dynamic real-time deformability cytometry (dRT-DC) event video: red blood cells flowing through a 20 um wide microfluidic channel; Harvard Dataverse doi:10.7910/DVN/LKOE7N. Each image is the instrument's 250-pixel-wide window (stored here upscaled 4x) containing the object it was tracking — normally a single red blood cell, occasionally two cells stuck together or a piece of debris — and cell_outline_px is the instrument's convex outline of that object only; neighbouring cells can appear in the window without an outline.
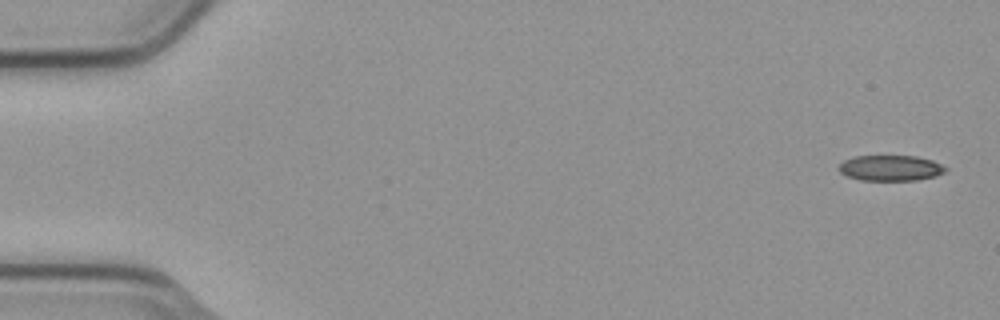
{"species": "common noctule bat (a hibernating species)", "species_latin": "Nyctalus noctula", "temperature_condition": "cold", "stored_images_in_passage": 4, "camera_frame_rate_fps": 3000, "um_per_image_px": 0.085, "animal": {"sex": "male", "body_mass_g": 23.1, "forearm_length_mm": 52.7}, "frame": {"image": 1, "passage_image": 1, "time_ms": 0.0, "image_size_px": [1000, 320], "cell_outline_px": [[948, 168], [944, 172], [936, 176], [916, 180], [860, 180], [848, 176], [840, 172], [836, 168], [844, 160], [852, 156], [916, 156], [932, 160]], "centroid_in_image_um": [75.67, 14.28], "position_along_channel_um": 9.3, "area_um2": 15.95}}
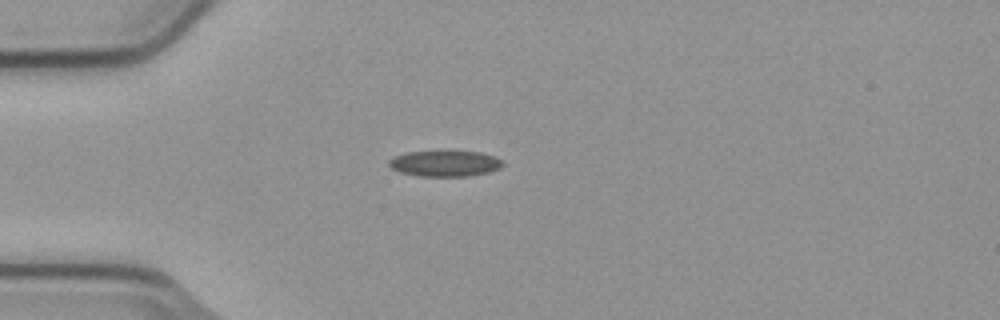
{"frame": {"image": 2, "passage_image": 4, "time_ms": 1.0, "image_size_px": [1000, 320], "cell_outline_px": [[504, 164], [500, 168], [488, 172], [472, 176], [420, 176], [400, 172], [392, 168], [388, 164], [388, 160], [396, 156], [408, 152], [480, 152], [492, 156], [500, 160]], "centroid_in_image_um": [37.81, 13.91], "position_along_channel_um": 47.2, "area_um2": 16.82}}